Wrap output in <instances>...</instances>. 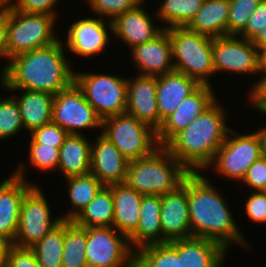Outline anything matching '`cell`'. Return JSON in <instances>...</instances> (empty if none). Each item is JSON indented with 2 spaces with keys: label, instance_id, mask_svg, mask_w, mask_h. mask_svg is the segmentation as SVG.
<instances>
[{
  "label": "cell",
  "instance_id": "6da1fadb",
  "mask_svg": "<svg viewBox=\"0 0 266 267\" xmlns=\"http://www.w3.org/2000/svg\"><path fill=\"white\" fill-rule=\"evenodd\" d=\"M188 212L192 237L214 241L225 250L233 244L252 249L235 222L225 196L201 172L188 174Z\"/></svg>",
  "mask_w": 266,
  "mask_h": 267
},
{
  "label": "cell",
  "instance_id": "7a4b0ae2",
  "mask_svg": "<svg viewBox=\"0 0 266 267\" xmlns=\"http://www.w3.org/2000/svg\"><path fill=\"white\" fill-rule=\"evenodd\" d=\"M57 42L14 56L0 80L4 89L42 91L53 96L74 82V68L64 55L65 46Z\"/></svg>",
  "mask_w": 266,
  "mask_h": 267
},
{
  "label": "cell",
  "instance_id": "3957f363",
  "mask_svg": "<svg viewBox=\"0 0 266 267\" xmlns=\"http://www.w3.org/2000/svg\"><path fill=\"white\" fill-rule=\"evenodd\" d=\"M224 109L216 100L164 146L189 172L205 171L226 140L231 128Z\"/></svg>",
  "mask_w": 266,
  "mask_h": 267
},
{
  "label": "cell",
  "instance_id": "277c9868",
  "mask_svg": "<svg viewBox=\"0 0 266 267\" xmlns=\"http://www.w3.org/2000/svg\"><path fill=\"white\" fill-rule=\"evenodd\" d=\"M190 172L164 147L129 162L125 183L143 195H165L182 184Z\"/></svg>",
  "mask_w": 266,
  "mask_h": 267
},
{
  "label": "cell",
  "instance_id": "5b68a950",
  "mask_svg": "<svg viewBox=\"0 0 266 267\" xmlns=\"http://www.w3.org/2000/svg\"><path fill=\"white\" fill-rule=\"evenodd\" d=\"M166 30L172 44L174 70L197 80L201 85H212L209 78L215 74L213 38L186 27Z\"/></svg>",
  "mask_w": 266,
  "mask_h": 267
},
{
  "label": "cell",
  "instance_id": "8992f818",
  "mask_svg": "<svg viewBox=\"0 0 266 267\" xmlns=\"http://www.w3.org/2000/svg\"><path fill=\"white\" fill-rule=\"evenodd\" d=\"M57 16L46 13H25L9 7L7 51L9 58L57 42Z\"/></svg>",
  "mask_w": 266,
  "mask_h": 267
},
{
  "label": "cell",
  "instance_id": "52a82bcc",
  "mask_svg": "<svg viewBox=\"0 0 266 267\" xmlns=\"http://www.w3.org/2000/svg\"><path fill=\"white\" fill-rule=\"evenodd\" d=\"M100 131L129 162L147 157L160 147L157 131L127 113L102 120Z\"/></svg>",
  "mask_w": 266,
  "mask_h": 267
},
{
  "label": "cell",
  "instance_id": "ba28073f",
  "mask_svg": "<svg viewBox=\"0 0 266 267\" xmlns=\"http://www.w3.org/2000/svg\"><path fill=\"white\" fill-rule=\"evenodd\" d=\"M74 82L102 120L125 113L128 78L75 71Z\"/></svg>",
  "mask_w": 266,
  "mask_h": 267
},
{
  "label": "cell",
  "instance_id": "9c48e42d",
  "mask_svg": "<svg viewBox=\"0 0 266 267\" xmlns=\"http://www.w3.org/2000/svg\"><path fill=\"white\" fill-rule=\"evenodd\" d=\"M233 135V136H232ZM263 156L261 139L256 131L239 134L230 129L223 145L206 167L229 180L242 181L248 168Z\"/></svg>",
  "mask_w": 266,
  "mask_h": 267
},
{
  "label": "cell",
  "instance_id": "30bf717a",
  "mask_svg": "<svg viewBox=\"0 0 266 267\" xmlns=\"http://www.w3.org/2000/svg\"><path fill=\"white\" fill-rule=\"evenodd\" d=\"M85 253L88 267H134V248L113 226L87 228Z\"/></svg>",
  "mask_w": 266,
  "mask_h": 267
},
{
  "label": "cell",
  "instance_id": "8fae6325",
  "mask_svg": "<svg viewBox=\"0 0 266 267\" xmlns=\"http://www.w3.org/2000/svg\"><path fill=\"white\" fill-rule=\"evenodd\" d=\"M38 184L33 185L23 198L17 234L11 244L19 248H31L52 228L62 221L59 216L53 219L49 201Z\"/></svg>",
  "mask_w": 266,
  "mask_h": 267
},
{
  "label": "cell",
  "instance_id": "7c38bea8",
  "mask_svg": "<svg viewBox=\"0 0 266 267\" xmlns=\"http://www.w3.org/2000/svg\"><path fill=\"white\" fill-rule=\"evenodd\" d=\"M52 122L74 135H81V129H102V119L75 82L53 96Z\"/></svg>",
  "mask_w": 266,
  "mask_h": 267
},
{
  "label": "cell",
  "instance_id": "4fadbf2b",
  "mask_svg": "<svg viewBox=\"0 0 266 267\" xmlns=\"http://www.w3.org/2000/svg\"><path fill=\"white\" fill-rule=\"evenodd\" d=\"M212 52L215 74H258V48L251 40L236 35L213 38Z\"/></svg>",
  "mask_w": 266,
  "mask_h": 267
},
{
  "label": "cell",
  "instance_id": "5bb4252c",
  "mask_svg": "<svg viewBox=\"0 0 266 267\" xmlns=\"http://www.w3.org/2000/svg\"><path fill=\"white\" fill-rule=\"evenodd\" d=\"M110 30V31H108ZM113 32L112 21L100 17L79 18L73 22L67 31L64 41L67 51L80 57L90 58L100 52H106ZM110 35V36H109Z\"/></svg>",
  "mask_w": 266,
  "mask_h": 267
},
{
  "label": "cell",
  "instance_id": "9a60e30c",
  "mask_svg": "<svg viewBox=\"0 0 266 267\" xmlns=\"http://www.w3.org/2000/svg\"><path fill=\"white\" fill-rule=\"evenodd\" d=\"M24 165L0 183V238L13 243L17 234L21 204L25 193L35 184L27 182Z\"/></svg>",
  "mask_w": 266,
  "mask_h": 267
},
{
  "label": "cell",
  "instance_id": "2e32d148",
  "mask_svg": "<svg viewBox=\"0 0 266 267\" xmlns=\"http://www.w3.org/2000/svg\"><path fill=\"white\" fill-rule=\"evenodd\" d=\"M163 243L192 237L188 212V175L175 190L161 196Z\"/></svg>",
  "mask_w": 266,
  "mask_h": 267
},
{
  "label": "cell",
  "instance_id": "e0dca14e",
  "mask_svg": "<svg viewBox=\"0 0 266 267\" xmlns=\"http://www.w3.org/2000/svg\"><path fill=\"white\" fill-rule=\"evenodd\" d=\"M213 85H201L185 98L174 113L169 115L157 131L159 146H165L176 134L184 130L193 120L210 107L218 98Z\"/></svg>",
  "mask_w": 266,
  "mask_h": 267
},
{
  "label": "cell",
  "instance_id": "ac0fdd59",
  "mask_svg": "<svg viewBox=\"0 0 266 267\" xmlns=\"http://www.w3.org/2000/svg\"><path fill=\"white\" fill-rule=\"evenodd\" d=\"M157 77L137 75L127 83V106L125 113L151 126L155 131L162 125L156 98Z\"/></svg>",
  "mask_w": 266,
  "mask_h": 267
},
{
  "label": "cell",
  "instance_id": "d6986e66",
  "mask_svg": "<svg viewBox=\"0 0 266 267\" xmlns=\"http://www.w3.org/2000/svg\"><path fill=\"white\" fill-rule=\"evenodd\" d=\"M130 52L139 75L157 77L174 71L172 44L166 29L154 39L131 48Z\"/></svg>",
  "mask_w": 266,
  "mask_h": 267
},
{
  "label": "cell",
  "instance_id": "ffe728a7",
  "mask_svg": "<svg viewBox=\"0 0 266 267\" xmlns=\"http://www.w3.org/2000/svg\"><path fill=\"white\" fill-rule=\"evenodd\" d=\"M129 161L118 148L102 134L91 146V170L104 186L124 183Z\"/></svg>",
  "mask_w": 266,
  "mask_h": 267
},
{
  "label": "cell",
  "instance_id": "44dd1931",
  "mask_svg": "<svg viewBox=\"0 0 266 267\" xmlns=\"http://www.w3.org/2000/svg\"><path fill=\"white\" fill-rule=\"evenodd\" d=\"M144 3L145 0L112 21L114 37L124 42L123 44L130 49L154 39L165 29L163 24L161 28L160 25L158 27L154 25V17L143 7Z\"/></svg>",
  "mask_w": 266,
  "mask_h": 267
},
{
  "label": "cell",
  "instance_id": "7402d4cb",
  "mask_svg": "<svg viewBox=\"0 0 266 267\" xmlns=\"http://www.w3.org/2000/svg\"><path fill=\"white\" fill-rule=\"evenodd\" d=\"M200 86L197 80L175 70L157 76L156 98L160 120L163 122L174 113L181 102Z\"/></svg>",
  "mask_w": 266,
  "mask_h": 267
},
{
  "label": "cell",
  "instance_id": "603a6c76",
  "mask_svg": "<svg viewBox=\"0 0 266 267\" xmlns=\"http://www.w3.org/2000/svg\"><path fill=\"white\" fill-rule=\"evenodd\" d=\"M113 194V227L129 238L136 230L140 220V207L143 194L125 182L108 186Z\"/></svg>",
  "mask_w": 266,
  "mask_h": 267
},
{
  "label": "cell",
  "instance_id": "cb8c5ba5",
  "mask_svg": "<svg viewBox=\"0 0 266 267\" xmlns=\"http://www.w3.org/2000/svg\"><path fill=\"white\" fill-rule=\"evenodd\" d=\"M227 250L204 238L178 240L180 267H223Z\"/></svg>",
  "mask_w": 266,
  "mask_h": 267
},
{
  "label": "cell",
  "instance_id": "d4e9b609",
  "mask_svg": "<svg viewBox=\"0 0 266 267\" xmlns=\"http://www.w3.org/2000/svg\"><path fill=\"white\" fill-rule=\"evenodd\" d=\"M6 91H21L14 98L18 104L22 121L26 132L52 122L53 95L47 92L25 90V89H5Z\"/></svg>",
  "mask_w": 266,
  "mask_h": 267
},
{
  "label": "cell",
  "instance_id": "484cf974",
  "mask_svg": "<svg viewBox=\"0 0 266 267\" xmlns=\"http://www.w3.org/2000/svg\"><path fill=\"white\" fill-rule=\"evenodd\" d=\"M160 213L161 196L143 195L137 230L128 238L134 250L149 244L163 243Z\"/></svg>",
  "mask_w": 266,
  "mask_h": 267
},
{
  "label": "cell",
  "instance_id": "4316f807",
  "mask_svg": "<svg viewBox=\"0 0 266 267\" xmlns=\"http://www.w3.org/2000/svg\"><path fill=\"white\" fill-rule=\"evenodd\" d=\"M229 10L230 0H204L202 8L185 27L211 38L227 36Z\"/></svg>",
  "mask_w": 266,
  "mask_h": 267
},
{
  "label": "cell",
  "instance_id": "83f0119b",
  "mask_svg": "<svg viewBox=\"0 0 266 267\" xmlns=\"http://www.w3.org/2000/svg\"><path fill=\"white\" fill-rule=\"evenodd\" d=\"M91 146V140L83 134H69L60 147L57 171L62 172L64 178L90 173Z\"/></svg>",
  "mask_w": 266,
  "mask_h": 267
},
{
  "label": "cell",
  "instance_id": "f1b7e54d",
  "mask_svg": "<svg viewBox=\"0 0 266 267\" xmlns=\"http://www.w3.org/2000/svg\"><path fill=\"white\" fill-rule=\"evenodd\" d=\"M114 201L111 189L103 186L94 199L84 207L73 221L82 227L113 226Z\"/></svg>",
  "mask_w": 266,
  "mask_h": 267
},
{
  "label": "cell",
  "instance_id": "f546056e",
  "mask_svg": "<svg viewBox=\"0 0 266 267\" xmlns=\"http://www.w3.org/2000/svg\"><path fill=\"white\" fill-rule=\"evenodd\" d=\"M66 179V188L72 208L61 215L62 220H73L86 207L104 186L94 175L70 176Z\"/></svg>",
  "mask_w": 266,
  "mask_h": 267
},
{
  "label": "cell",
  "instance_id": "4dcf8cb0",
  "mask_svg": "<svg viewBox=\"0 0 266 267\" xmlns=\"http://www.w3.org/2000/svg\"><path fill=\"white\" fill-rule=\"evenodd\" d=\"M134 267H180L178 240L136 249Z\"/></svg>",
  "mask_w": 266,
  "mask_h": 267
},
{
  "label": "cell",
  "instance_id": "1f68e13d",
  "mask_svg": "<svg viewBox=\"0 0 266 267\" xmlns=\"http://www.w3.org/2000/svg\"><path fill=\"white\" fill-rule=\"evenodd\" d=\"M204 0H163L156 17L161 23H165V29L170 27H185L196 13L202 8Z\"/></svg>",
  "mask_w": 266,
  "mask_h": 267
},
{
  "label": "cell",
  "instance_id": "d6a6232c",
  "mask_svg": "<svg viewBox=\"0 0 266 267\" xmlns=\"http://www.w3.org/2000/svg\"><path fill=\"white\" fill-rule=\"evenodd\" d=\"M87 228L65 220L62 267H88L86 260Z\"/></svg>",
  "mask_w": 266,
  "mask_h": 267
},
{
  "label": "cell",
  "instance_id": "836d02e7",
  "mask_svg": "<svg viewBox=\"0 0 266 267\" xmlns=\"http://www.w3.org/2000/svg\"><path fill=\"white\" fill-rule=\"evenodd\" d=\"M64 237L65 220H62L30 248L42 267H62Z\"/></svg>",
  "mask_w": 266,
  "mask_h": 267
},
{
  "label": "cell",
  "instance_id": "e575fe53",
  "mask_svg": "<svg viewBox=\"0 0 266 267\" xmlns=\"http://www.w3.org/2000/svg\"><path fill=\"white\" fill-rule=\"evenodd\" d=\"M18 104L14 97L0 100V141H4L24 130Z\"/></svg>",
  "mask_w": 266,
  "mask_h": 267
},
{
  "label": "cell",
  "instance_id": "d590c367",
  "mask_svg": "<svg viewBox=\"0 0 266 267\" xmlns=\"http://www.w3.org/2000/svg\"><path fill=\"white\" fill-rule=\"evenodd\" d=\"M260 0H230L228 35L238 36L257 9Z\"/></svg>",
  "mask_w": 266,
  "mask_h": 267
},
{
  "label": "cell",
  "instance_id": "8d00e7d4",
  "mask_svg": "<svg viewBox=\"0 0 266 267\" xmlns=\"http://www.w3.org/2000/svg\"><path fill=\"white\" fill-rule=\"evenodd\" d=\"M60 148L39 143H29V163L40 171H56L59 165Z\"/></svg>",
  "mask_w": 266,
  "mask_h": 267
},
{
  "label": "cell",
  "instance_id": "74e56055",
  "mask_svg": "<svg viewBox=\"0 0 266 267\" xmlns=\"http://www.w3.org/2000/svg\"><path fill=\"white\" fill-rule=\"evenodd\" d=\"M88 5L100 18L113 21L118 15L136 8L144 0H87Z\"/></svg>",
  "mask_w": 266,
  "mask_h": 267
},
{
  "label": "cell",
  "instance_id": "f35d334b",
  "mask_svg": "<svg viewBox=\"0 0 266 267\" xmlns=\"http://www.w3.org/2000/svg\"><path fill=\"white\" fill-rule=\"evenodd\" d=\"M29 143H39L43 145L60 148L69 135L64 129L56 123L50 122L33 130Z\"/></svg>",
  "mask_w": 266,
  "mask_h": 267
},
{
  "label": "cell",
  "instance_id": "ab89813d",
  "mask_svg": "<svg viewBox=\"0 0 266 267\" xmlns=\"http://www.w3.org/2000/svg\"><path fill=\"white\" fill-rule=\"evenodd\" d=\"M245 200L244 209L248 218L254 223L266 224V192L252 191Z\"/></svg>",
  "mask_w": 266,
  "mask_h": 267
},
{
  "label": "cell",
  "instance_id": "60d3db41",
  "mask_svg": "<svg viewBox=\"0 0 266 267\" xmlns=\"http://www.w3.org/2000/svg\"><path fill=\"white\" fill-rule=\"evenodd\" d=\"M59 0H12L9 7L25 13H46L58 16L56 6Z\"/></svg>",
  "mask_w": 266,
  "mask_h": 267
},
{
  "label": "cell",
  "instance_id": "b9f144b4",
  "mask_svg": "<svg viewBox=\"0 0 266 267\" xmlns=\"http://www.w3.org/2000/svg\"><path fill=\"white\" fill-rule=\"evenodd\" d=\"M241 183L249 186L252 191L266 190V156H262L248 168Z\"/></svg>",
  "mask_w": 266,
  "mask_h": 267
},
{
  "label": "cell",
  "instance_id": "7bdbcfd3",
  "mask_svg": "<svg viewBox=\"0 0 266 267\" xmlns=\"http://www.w3.org/2000/svg\"><path fill=\"white\" fill-rule=\"evenodd\" d=\"M5 267H42L30 248H19L11 245L7 252Z\"/></svg>",
  "mask_w": 266,
  "mask_h": 267
},
{
  "label": "cell",
  "instance_id": "ee69618b",
  "mask_svg": "<svg viewBox=\"0 0 266 267\" xmlns=\"http://www.w3.org/2000/svg\"><path fill=\"white\" fill-rule=\"evenodd\" d=\"M266 26V0H260L257 9L247 22L245 29L238 35L247 40H253Z\"/></svg>",
  "mask_w": 266,
  "mask_h": 267
},
{
  "label": "cell",
  "instance_id": "f6af8a7d",
  "mask_svg": "<svg viewBox=\"0 0 266 267\" xmlns=\"http://www.w3.org/2000/svg\"><path fill=\"white\" fill-rule=\"evenodd\" d=\"M8 22H9V6H0V57L1 59H6L5 66L3 65V68H1L0 72V80L4 77L6 74L10 58L8 56L7 51V34H8Z\"/></svg>",
  "mask_w": 266,
  "mask_h": 267
},
{
  "label": "cell",
  "instance_id": "bcb514c9",
  "mask_svg": "<svg viewBox=\"0 0 266 267\" xmlns=\"http://www.w3.org/2000/svg\"><path fill=\"white\" fill-rule=\"evenodd\" d=\"M251 109L266 110V78L248 95Z\"/></svg>",
  "mask_w": 266,
  "mask_h": 267
},
{
  "label": "cell",
  "instance_id": "7dc6e473",
  "mask_svg": "<svg viewBox=\"0 0 266 267\" xmlns=\"http://www.w3.org/2000/svg\"><path fill=\"white\" fill-rule=\"evenodd\" d=\"M258 74L260 79L254 81L248 95L266 78V47L258 48Z\"/></svg>",
  "mask_w": 266,
  "mask_h": 267
},
{
  "label": "cell",
  "instance_id": "c3c4849f",
  "mask_svg": "<svg viewBox=\"0 0 266 267\" xmlns=\"http://www.w3.org/2000/svg\"><path fill=\"white\" fill-rule=\"evenodd\" d=\"M11 243L7 240L0 238V267L6 266L7 252Z\"/></svg>",
  "mask_w": 266,
  "mask_h": 267
},
{
  "label": "cell",
  "instance_id": "681fc988",
  "mask_svg": "<svg viewBox=\"0 0 266 267\" xmlns=\"http://www.w3.org/2000/svg\"><path fill=\"white\" fill-rule=\"evenodd\" d=\"M252 43L257 47H266V26L260 33L252 40Z\"/></svg>",
  "mask_w": 266,
  "mask_h": 267
},
{
  "label": "cell",
  "instance_id": "f907efd6",
  "mask_svg": "<svg viewBox=\"0 0 266 267\" xmlns=\"http://www.w3.org/2000/svg\"><path fill=\"white\" fill-rule=\"evenodd\" d=\"M259 112H261L262 114L266 115V110H258L255 109ZM261 139V143H262V149H263V156H266V125L260 129H258V131H256Z\"/></svg>",
  "mask_w": 266,
  "mask_h": 267
},
{
  "label": "cell",
  "instance_id": "816d5d0a",
  "mask_svg": "<svg viewBox=\"0 0 266 267\" xmlns=\"http://www.w3.org/2000/svg\"><path fill=\"white\" fill-rule=\"evenodd\" d=\"M12 0H0V6H9Z\"/></svg>",
  "mask_w": 266,
  "mask_h": 267
}]
</instances>
